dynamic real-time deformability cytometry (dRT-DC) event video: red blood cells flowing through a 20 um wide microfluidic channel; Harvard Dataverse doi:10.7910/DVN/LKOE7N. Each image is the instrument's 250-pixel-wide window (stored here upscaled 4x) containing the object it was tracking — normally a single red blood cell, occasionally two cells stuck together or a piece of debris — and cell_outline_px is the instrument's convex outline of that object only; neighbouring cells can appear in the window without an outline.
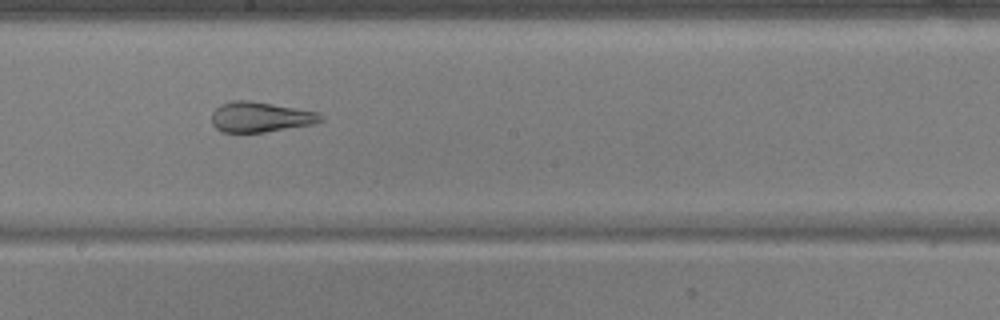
{"species": "common noctule bat (a hibernating species)", "species_latin": "Nyctalus noctula", "temperature_condition": "warm", "stored_images_in_passage": 54, "camera_frame_rate_fps": 3000, "um_per_image_px": 0.085, "animal": {"sex": "male", "body_mass_g": 17.9, "forearm_length_mm": 54.2}, "frame": {"image": 1, "passage_image": 31, "time_ms": 10.0, "image_size_px": [1000, 320], "cell_outline_px": [[324, 120], [316, 124], [264, 132], [224, 132], [216, 128], [212, 124], [212, 112], [220, 104], [232, 100], [252, 100], [320, 112], [324, 116]], "centroid_in_image_um": [22.18, 9.93], "position_along_channel_um": 226.0, "area_um2": 19.54}}
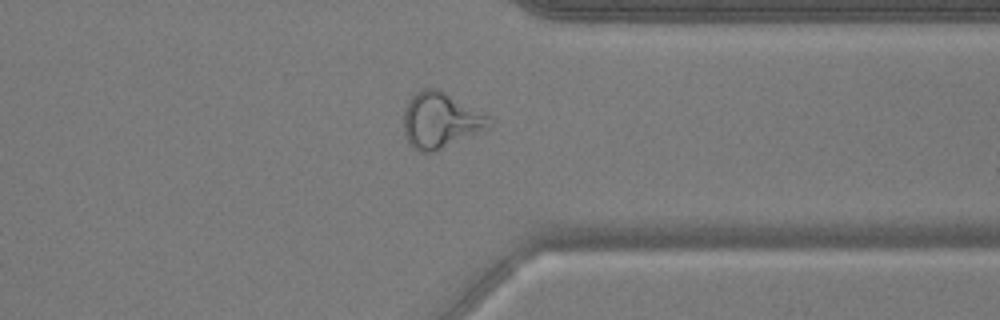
{"frame": {"image": 2, "passage_image": 43, "time_ms": 14.0, "image_size_px": [1000, 320], "cell_outline_px": [[492, 124], [432, 152], [420, 152], [408, 144], [404, 136], [404, 108], [408, 100], [420, 88], [436, 88], [488, 112], [492, 116]], "centroid_in_image_um": [37.42, 10.17], "position_along_channel_um": 374.0, "area_um2": 27.69}}
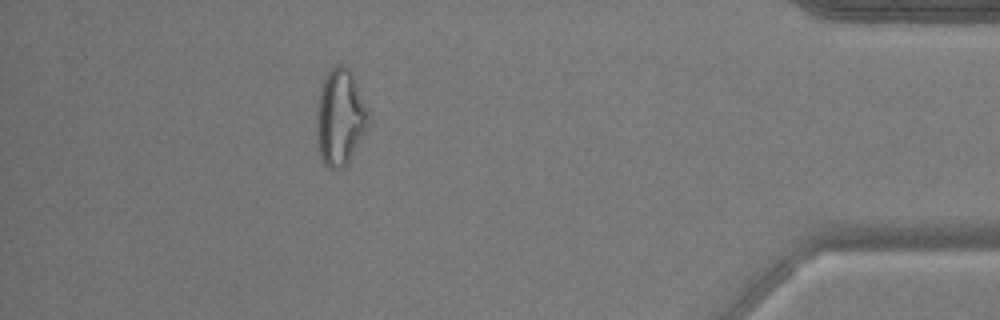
{"frame": {"image": 3, "passage_image": 49, "time_ms": 16.0, "image_size_px": [1000, 320], "cell_outline_px": [[372, 120], [368, 128], [348, 164], [344, 168], [336, 172], [328, 168], [320, 160], [316, 148], [316, 108], [320, 88], [324, 76], [332, 64], [344, 64], [352, 72], [372, 116]], "centroid_in_image_um": [28.91, 10.0], "position_along_channel_um": 406.3, "area_um2": 30.75}, "authors_computed_cell_mechanics": {"area_um2": 27.0215, "velocity_mm_per_s": 3.7562, "shape_relaxation_time_tau1_ms": null, "shape_relaxation_time_tau2_ms": 1.5414, "deformation_change_tau1": null, "deformation_change_tau2": 0.0737}}